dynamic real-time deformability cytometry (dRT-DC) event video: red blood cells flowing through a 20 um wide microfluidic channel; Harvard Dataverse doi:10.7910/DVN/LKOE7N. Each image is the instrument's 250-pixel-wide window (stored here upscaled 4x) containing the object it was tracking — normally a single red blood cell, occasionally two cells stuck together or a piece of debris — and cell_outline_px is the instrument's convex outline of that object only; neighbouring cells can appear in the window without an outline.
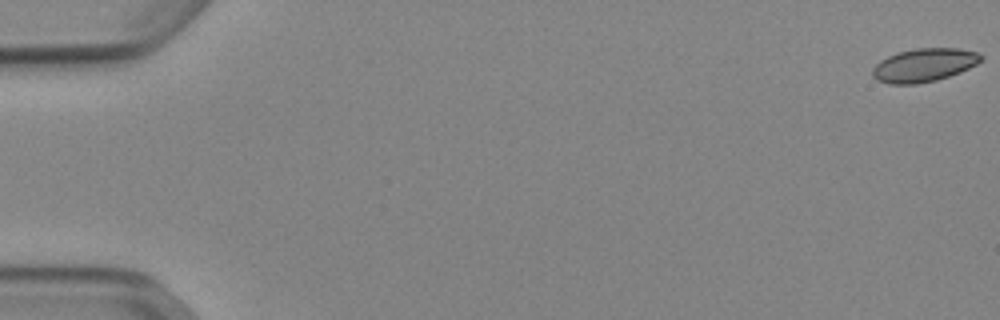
{"species": "Egyptian fruit bat (a non-hibernating species)", "species_latin": "Rousettus aegyptiacus", "temperature_condition": "cold", "stored_images_in_passage": 54, "camera_frame_rate_fps": 3000, "um_per_image_px": 0.085, "animal": {"sex": "female"}, "frame": {"image": 1, "passage_image": 1, "time_ms": 0.0, "image_size_px": [1000, 320], "cell_outline_px": [[984, 56], [976, 64], [960, 72], [936, 80], [916, 84], [888, 84], [876, 80], [872, 76], [872, 68], [880, 60], [888, 56], [900, 52], [916, 48], [956, 48], [976, 52]], "centroid_in_image_um": [78.5, 5.54], "position_along_channel_um": 6.5, "area_um2": 20.98}}
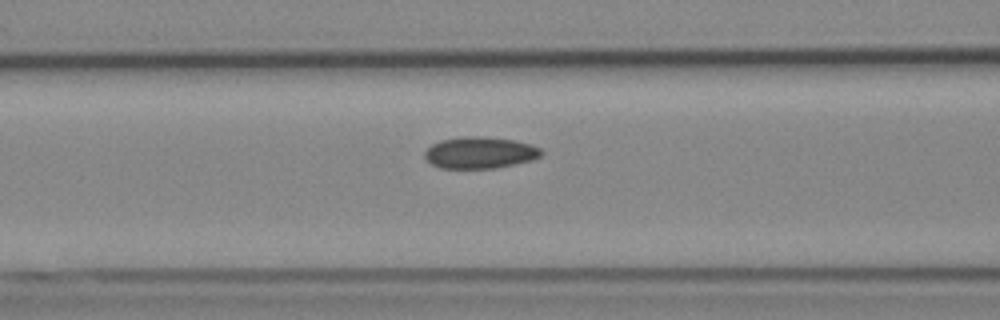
{"frame": {"image": 2, "passage_image": 23, "time_ms": 7.333, "image_size_px": [1000, 320], "cell_outline_px": [[544, 152], [540, 156], [532, 160], [496, 168], [440, 168], [432, 164], [424, 156], [424, 152], [432, 144], [440, 140], [464, 136], [480, 136], [512, 140], [532, 144], [540, 148]], "centroid_in_image_um": [40.8, 12.97], "position_along_channel_um": 125.8, "area_um2": 21.44}}
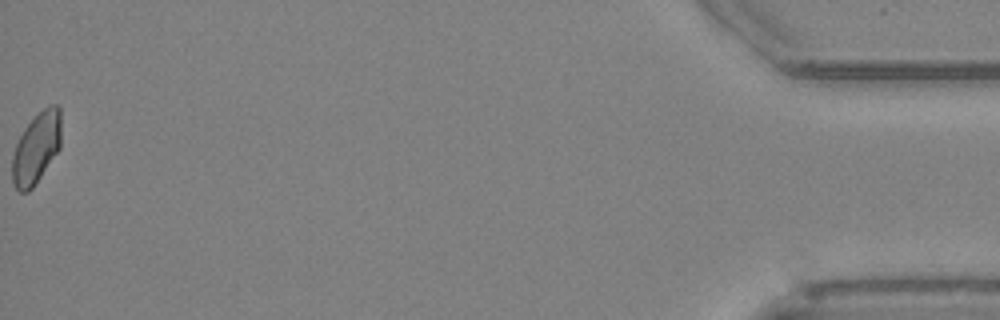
{"frame": {"image": 3, "passage_image": 54, "time_ms": 17.667, "image_size_px": [1000, 320], "cell_outline_px": [[60, 148], [32, 188], [28, 192], [20, 192], [12, 184], [12, 156], [16, 144], [24, 128], [48, 104], [56, 104], [60, 108]], "centroid_in_image_um": [3.08, 12.59], "position_along_channel_um": 432.1, "area_um2": 20.06}, "authors_computed_cell_mechanics": {"area_um2": 21.1259, "velocity_mm_per_s": 3.8687, "shape_relaxation_time_tau1_ms": null, "shape_relaxation_time_tau2_ms": 5.2366, "deformation_change_tau1": null, "deformation_change_tau2": 0.0595}}